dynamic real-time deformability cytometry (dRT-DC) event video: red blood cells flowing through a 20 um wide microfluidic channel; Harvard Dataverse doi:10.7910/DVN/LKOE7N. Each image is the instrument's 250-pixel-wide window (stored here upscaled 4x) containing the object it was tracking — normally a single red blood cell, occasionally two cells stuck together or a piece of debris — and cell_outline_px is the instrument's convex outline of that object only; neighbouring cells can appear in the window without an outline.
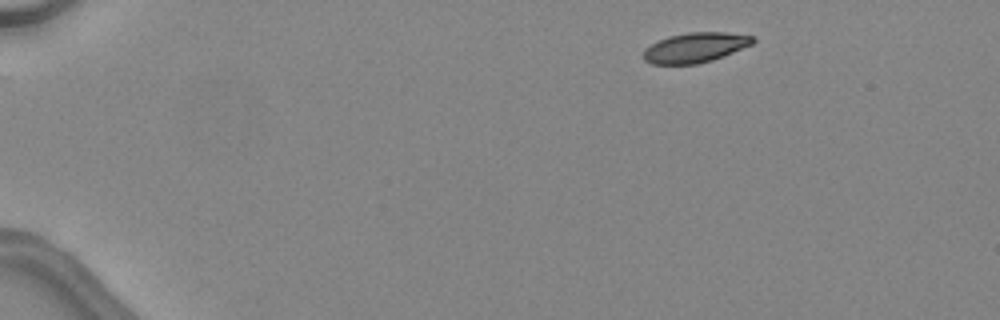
{"species": "common noctule bat (a hibernating species)", "species_latin": "Nyctalus noctula", "temperature_condition": "warm", "stored_images_in_passage": 6, "camera_frame_rate_fps": 3000, "um_per_image_px": 0.085, "animal": {"sex": "female", "body_mass_g": 24.6, "forearm_length_mm": 56.2}, "frame": {"image": 1, "passage_image": 1, "time_ms": 0.0, "image_size_px": [1000, 320], "cell_outline_px": [[756, 40], [752, 44], [724, 56], [712, 60], [696, 64], [652, 64], [644, 60], [644, 48], [668, 36], [688, 32], [724, 32], [756, 36]], "centroid_in_image_um": [59.12, 4.03], "position_along_channel_um": 25.9, "area_um2": 19.07}}